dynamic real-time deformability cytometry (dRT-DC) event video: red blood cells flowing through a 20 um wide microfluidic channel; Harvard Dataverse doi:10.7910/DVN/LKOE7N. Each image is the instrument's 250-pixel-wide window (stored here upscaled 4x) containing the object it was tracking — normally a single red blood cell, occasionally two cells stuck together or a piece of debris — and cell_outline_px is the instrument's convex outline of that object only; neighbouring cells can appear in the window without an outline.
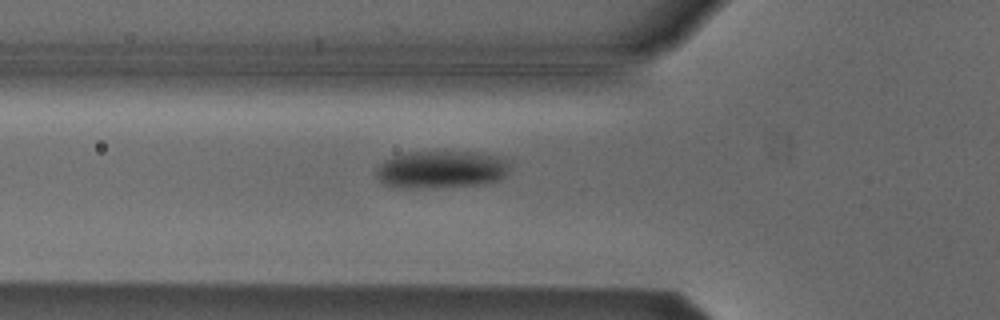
{"species": "Egyptian fruit bat (a non-hibernating species)", "species_latin": "Rousettus aegyptiacus", "temperature_condition": "cold", "stored_images_in_passage": 33, "camera_frame_rate_fps": 3000, "um_per_image_px": 0.085, "animal": {"sex": "male"}, "frame": {"image": 1, "passage_image": 3, "time_ms": 0.667, "image_size_px": [1000, 320], "cell_outline_px": [[512, 160], [504, 176], [496, 180], [476, 184], [384, 184], [376, 176], [376, 172], [380, 164], [384, 160], [392, 156], [404, 152], [476, 152], [496, 156]], "centroid_in_image_um": [37.57, 14.31], "position_along_channel_um": 88.2, "area_um2": 27.4}}
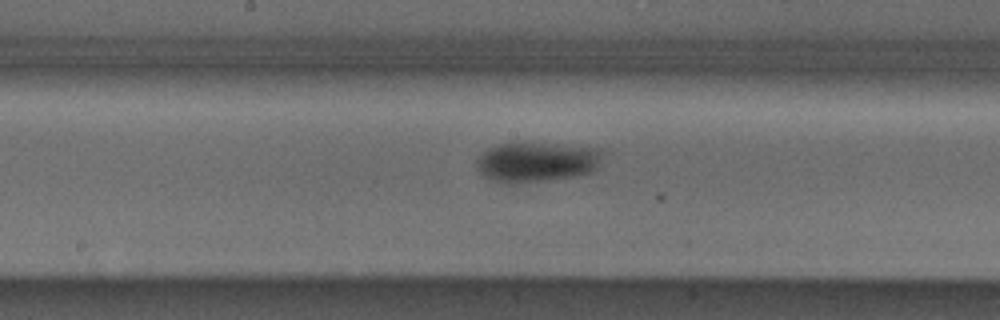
{"frame": {"image": 2, "passage_image": 12, "time_ms": 3.667, "image_size_px": [1000, 320], "cell_outline_px": [[604, 152], [592, 168], [588, 172], [568, 176], [512, 184], [500, 184], [484, 176], [476, 168], [476, 160], [488, 148], [500, 144], [556, 144], [600, 148]], "centroid_in_image_um": [45.52, 13.77], "position_along_channel_um": 202.7, "area_um2": 28.44}}
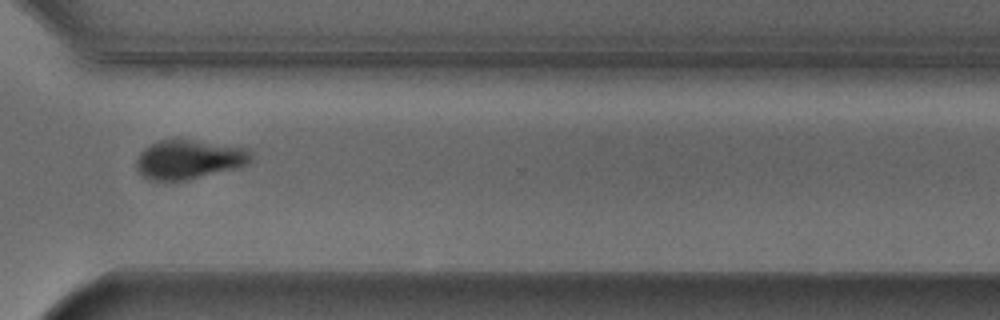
{"frame": {"image": 3, "passage_image": 24, "time_ms": 7.667, "image_size_px": [1000, 320], "cell_outline_px": [[252, 160], [248, 164], [240, 168], [184, 180], [152, 180], [144, 176], [140, 172], [136, 164], [136, 160], [140, 152], [144, 148], [160, 140], [176, 136], [180, 136], [248, 148], [252, 152]], "centroid_in_image_um": [16.12, 13.49], "position_along_channel_um": 354.5, "area_um2": 26.99}, "authors_computed_cell_mechanics": {"area_um2": 28.2064, "velocity_mm_per_s": 3.7979, "shape_relaxation_time_tau1_ms": 2.0435, "shape_relaxation_time_tau2_ms": null, "deformation_change_tau1": 0.0829, "deformation_change_tau2": null}}